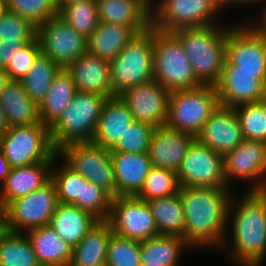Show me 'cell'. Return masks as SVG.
I'll use <instances>...</instances> for the list:
<instances>
[{"label": "cell", "mask_w": 266, "mask_h": 266, "mask_svg": "<svg viewBox=\"0 0 266 266\" xmlns=\"http://www.w3.org/2000/svg\"><path fill=\"white\" fill-rule=\"evenodd\" d=\"M220 250L227 252L235 266H264L266 191H244L242 195H233L228 211L227 235Z\"/></svg>", "instance_id": "1"}, {"label": "cell", "mask_w": 266, "mask_h": 266, "mask_svg": "<svg viewBox=\"0 0 266 266\" xmlns=\"http://www.w3.org/2000/svg\"><path fill=\"white\" fill-rule=\"evenodd\" d=\"M234 190L217 187H181L185 213L182 238L194 249L222 247L228 229V211ZM214 247V248H213Z\"/></svg>", "instance_id": "2"}, {"label": "cell", "mask_w": 266, "mask_h": 266, "mask_svg": "<svg viewBox=\"0 0 266 266\" xmlns=\"http://www.w3.org/2000/svg\"><path fill=\"white\" fill-rule=\"evenodd\" d=\"M225 26V27H224ZM230 24L181 28L173 33L188 55L192 71L202 85H216L226 61V41Z\"/></svg>", "instance_id": "3"}, {"label": "cell", "mask_w": 266, "mask_h": 266, "mask_svg": "<svg viewBox=\"0 0 266 266\" xmlns=\"http://www.w3.org/2000/svg\"><path fill=\"white\" fill-rule=\"evenodd\" d=\"M106 99L100 94L77 91L68 107L49 127L56 151L73 142H92Z\"/></svg>", "instance_id": "4"}, {"label": "cell", "mask_w": 266, "mask_h": 266, "mask_svg": "<svg viewBox=\"0 0 266 266\" xmlns=\"http://www.w3.org/2000/svg\"><path fill=\"white\" fill-rule=\"evenodd\" d=\"M153 77L169 92L193 89L202 84L193 74L190 60L179 38L152 26Z\"/></svg>", "instance_id": "5"}, {"label": "cell", "mask_w": 266, "mask_h": 266, "mask_svg": "<svg viewBox=\"0 0 266 266\" xmlns=\"http://www.w3.org/2000/svg\"><path fill=\"white\" fill-rule=\"evenodd\" d=\"M227 32L226 61L222 71L258 72L266 80V32L256 22H238Z\"/></svg>", "instance_id": "6"}, {"label": "cell", "mask_w": 266, "mask_h": 266, "mask_svg": "<svg viewBox=\"0 0 266 266\" xmlns=\"http://www.w3.org/2000/svg\"><path fill=\"white\" fill-rule=\"evenodd\" d=\"M152 26L136 34L111 61L110 81L115 96L126 89L154 80Z\"/></svg>", "instance_id": "7"}, {"label": "cell", "mask_w": 266, "mask_h": 266, "mask_svg": "<svg viewBox=\"0 0 266 266\" xmlns=\"http://www.w3.org/2000/svg\"><path fill=\"white\" fill-rule=\"evenodd\" d=\"M0 151L11 168L54 161L58 155L51 142L49 127L42 122L9 127L0 135Z\"/></svg>", "instance_id": "8"}, {"label": "cell", "mask_w": 266, "mask_h": 266, "mask_svg": "<svg viewBox=\"0 0 266 266\" xmlns=\"http://www.w3.org/2000/svg\"><path fill=\"white\" fill-rule=\"evenodd\" d=\"M219 101L214 85L170 92L166 125L196 137Z\"/></svg>", "instance_id": "9"}, {"label": "cell", "mask_w": 266, "mask_h": 266, "mask_svg": "<svg viewBox=\"0 0 266 266\" xmlns=\"http://www.w3.org/2000/svg\"><path fill=\"white\" fill-rule=\"evenodd\" d=\"M58 156L87 181L116 198V182L110 149L93 142H73L57 151Z\"/></svg>", "instance_id": "10"}, {"label": "cell", "mask_w": 266, "mask_h": 266, "mask_svg": "<svg viewBox=\"0 0 266 266\" xmlns=\"http://www.w3.org/2000/svg\"><path fill=\"white\" fill-rule=\"evenodd\" d=\"M58 204L56 186L50 180L43 187L10 202L1 211L7 231L26 233L49 225Z\"/></svg>", "instance_id": "11"}, {"label": "cell", "mask_w": 266, "mask_h": 266, "mask_svg": "<svg viewBox=\"0 0 266 266\" xmlns=\"http://www.w3.org/2000/svg\"><path fill=\"white\" fill-rule=\"evenodd\" d=\"M151 8L152 26L165 32L218 24L224 16L212 0H152Z\"/></svg>", "instance_id": "12"}, {"label": "cell", "mask_w": 266, "mask_h": 266, "mask_svg": "<svg viewBox=\"0 0 266 266\" xmlns=\"http://www.w3.org/2000/svg\"><path fill=\"white\" fill-rule=\"evenodd\" d=\"M224 174L229 189L240 180L245 191H266V143L244 139L224 156Z\"/></svg>", "instance_id": "13"}, {"label": "cell", "mask_w": 266, "mask_h": 266, "mask_svg": "<svg viewBox=\"0 0 266 266\" xmlns=\"http://www.w3.org/2000/svg\"><path fill=\"white\" fill-rule=\"evenodd\" d=\"M107 222L123 238L141 242L159 235L147 201L136 196L113 198Z\"/></svg>", "instance_id": "14"}, {"label": "cell", "mask_w": 266, "mask_h": 266, "mask_svg": "<svg viewBox=\"0 0 266 266\" xmlns=\"http://www.w3.org/2000/svg\"><path fill=\"white\" fill-rule=\"evenodd\" d=\"M181 187L228 188L224 156L194 139L176 171Z\"/></svg>", "instance_id": "15"}, {"label": "cell", "mask_w": 266, "mask_h": 266, "mask_svg": "<svg viewBox=\"0 0 266 266\" xmlns=\"http://www.w3.org/2000/svg\"><path fill=\"white\" fill-rule=\"evenodd\" d=\"M41 53L65 68L87 52V38L59 15L37 27Z\"/></svg>", "instance_id": "16"}, {"label": "cell", "mask_w": 266, "mask_h": 266, "mask_svg": "<svg viewBox=\"0 0 266 266\" xmlns=\"http://www.w3.org/2000/svg\"><path fill=\"white\" fill-rule=\"evenodd\" d=\"M118 96L128 106L135 121L155 128L166 125L170 92L157 81L135 85Z\"/></svg>", "instance_id": "17"}, {"label": "cell", "mask_w": 266, "mask_h": 266, "mask_svg": "<svg viewBox=\"0 0 266 266\" xmlns=\"http://www.w3.org/2000/svg\"><path fill=\"white\" fill-rule=\"evenodd\" d=\"M195 139L223 156L234 151L244 140L234 108L218 105Z\"/></svg>", "instance_id": "18"}, {"label": "cell", "mask_w": 266, "mask_h": 266, "mask_svg": "<svg viewBox=\"0 0 266 266\" xmlns=\"http://www.w3.org/2000/svg\"><path fill=\"white\" fill-rule=\"evenodd\" d=\"M219 105L235 108L266 99L265 83L258 72L222 71L215 85Z\"/></svg>", "instance_id": "19"}, {"label": "cell", "mask_w": 266, "mask_h": 266, "mask_svg": "<svg viewBox=\"0 0 266 266\" xmlns=\"http://www.w3.org/2000/svg\"><path fill=\"white\" fill-rule=\"evenodd\" d=\"M195 137L167 125L154 129L148 150L154 167L177 171Z\"/></svg>", "instance_id": "20"}, {"label": "cell", "mask_w": 266, "mask_h": 266, "mask_svg": "<svg viewBox=\"0 0 266 266\" xmlns=\"http://www.w3.org/2000/svg\"><path fill=\"white\" fill-rule=\"evenodd\" d=\"M65 69L71 75L77 91L96 93L106 98L115 97L108 60L86 52Z\"/></svg>", "instance_id": "21"}, {"label": "cell", "mask_w": 266, "mask_h": 266, "mask_svg": "<svg viewBox=\"0 0 266 266\" xmlns=\"http://www.w3.org/2000/svg\"><path fill=\"white\" fill-rule=\"evenodd\" d=\"M152 0H96L99 22L131 27L137 34L152 26Z\"/></svg>", "instance_id": "22"}, {"label": "cell", "mask_w": 266, "mask_h": 266, "mask_svg": "<svg viewBox=\"0 0 266 266\" xmlns=\"http://www.w3.org/2000/svg\"><path fill=\"white\" fill-rule=\"evenodd\" d=\"M54 161L38 162L30 166L11 168L0 186V211L10 202L43 187L51 180Z\"/></svg>", "instance_id": "23"}, {"label": "cell", "mask_w": 266, "mask_h": 266, "mask_svg": "<svg viewBox=\"0 0 266 266\" xmlns=\"http://www.w3.org/2000/svg\"><path fill=\"white\" fill-rule=\"evenodd\" d=\"M117 196H136L153 167L148 153L111 152Z\"/></svg>", "instance_id": "24"}, {"label": "cell", "mask_w": 266, "mask_h": 266, "mask_svg": "<svg viewBox=\"0 0 266 266\" xmlns=\"http://www.w3.org/2000/svg\"><path fill=\"white\" fill-rule=\"evenodd\" d=\"M133 122L134 117L119 96L107 98L92 142L111 149Z\"/></svg>", "instance_id": "25"}, {"label": "cell", "mask_w": 266, "mask_h": 266, "mask_svg": "<svg viewBox=\"0 0 266 266\" xmlns=\"http://www.w3.org/2000/svg\"><path fill=\"white\" fill-rule=\"evenodd\" d=\"M100 222L93 214L70 204L59 203L49 226L72 248Z\"/></svg>", "instance_id": "26"}, {"label": "cell", "mask_w": 266, "mask_h": 266, "mask_svg": "<svg viewBox=\"0 0 266 266\" xmlns=\"http://www.w3.org/2000/svg\"><path fill=\"white\" fill-rule=\"evenodd\" d=\"M0 105L9 127L39 123V106L25 92L21 81L10 80L0 93Z\"/></svg>", "instance_id": "27"}, {"label": "cell", "mask_w": 266, "mask_h": 266, "mask_svg": "<svg viewBox=\"0 0 266 266\" xmlns=\"http://www.w3.org/2000/svg\"><path fill=\"white\" fill-rule=\"evenodd\" d=\"M41 266H69L73 248L49 225L25 233Z\"/></svg>", "instance_id": "28"}, {"label": "cell", "mask_w": 266, "mask_h": 266, "mask_svg": "<svg viewBox=\"0 0 266 266\" xmlns=\"http://www.w3.org/2000/svg\"><path fill=\"white\" fill-rule=\"evenodd\" d=\"M194 250L182 237L158 235L141 241L140 255L143 266H179L184 251Z\"/></svg>", "instance_id": "29"}, {"label": "cell", "mask_w": 266, "mask_h": 266, "mask_svg": "<svg viewBox=\"0 0 266 266\" xmlns=\"http://www.w3.org/2000/svg\"><path fill=\"white\" fill-rule=\"evenodd\" d=\"M137 33L128 26L99 22L87 38V52L111 61Z\"/></svg>", "instance_id": "30"}, {"label": "cell", "mask_w": 266, "mask_h": 266, "mask_svg": "<svg viewBox=\"0 0 266 266\" xmlns=\"http://www.w3.org/2000/svg\"><path fill=\"white\" fill-rule=\"evenodd\" d=\"M113 234L107 221H100L73 247L69 266H106L108 244Z\"/></svg>", "instance_id": "31"}, {"label": "cell", "mask_w": 266, "mask_h": 266, "mask_svg": "<svg viewBox=\"0 0 266 266\" xmlns=\"http://www.w3.org/2000/svg\"><path fill=\"white\" fill-rule=\"evenodd\" d=\"M76 93L71 75L63 68L53 79L44 100L39 104L40 121L50 127L68 107Z\"/></svg>", "instance_id": "32"}, {"label": "cell", "mask_w": 266, "mask_h": 266, "mask_svg": "<svg viewBox=\"0 0 266 266\" xmlns=\"http://www.w3.org/2000/svg\"><path fill=\"white\" fill-rule=\"evenodd\" d=\"M159 235L182 237L185 227V213L180 192L163 198L147 201Z\"/></svg>", "instance_id": "33"}, {"label": "cell", "mask_w": 266, "mask_h": 266, "mask_svg": "<svg viewBox=\"0 0 266 266\" xmlns=\"http://www.w3.org/2000/svg\"><path fill=\"white\" fill-rule=\"evenodd\" d=\"M63 67L42 53L35 59L27 75L21 80L25 92L39 106L53 79Z\"/></svg>", "instance_id": "34"}, {"label": "cell", "mask_w": 266, "mask_h": 266, "mask_svg": "<svg viewBox=\"0 0 266 266\" xmlns=\"http://www.w3.org/2000/svg\"><path fill=\"white\" fill-rule=\"evenodd\" d=\"M0 266H41L25 233L6 230L1 236Z\"/></svg>", "instance_id": "35"}, {"label": "cell", "mask_w": 266, "mask_h": 266, "mask_svg": "<svg viewBox=\"0 0 266 266\" xmlns=\"http://www.w3.org/2000/svg\"><path fill=\"white\" fill-rule=\"evenodd\" d=\"M51 180L55 183L59 203L70 204L81 209L82 184H85L87 180L63 160L61 162L58 155L54 158Z\"/></svg>", "instance_id": "36"}, {"label": "cell", "mask_w": 266, "mask_h": 266, "mask_svg": "<svg viewBox=\"0 0 266 266\" xmlns=\"http://www.w3.org/2000/svg\"><path fill=\"white\" fill-rule=\"evenodd\" d=\"M180 183L174 170L152 167L136 195L143 201L172 196L180 192Z\"/></svg>", "instance_id": "37"}, {"label": "cell", "mask_w": 266, "mask_h": 266, "mask_svg": "<svg viewBox=\"0 0 266 266\" xmlns=\"http://www.w3.org/2000/svg\"><path fill=\"white\" fill-rule=\"evenodd\" d=\"M58 15L85 38H88L99 24L96 0L70 3L63 7Z\"/></svg>", "instance_id": "38"}, {"label": "cell", "mask_w": 266, "mask_h": 266, "mask_svg": "<svg viewBox=\"0 0 266 266\" xmlns=\"http://www.w3.org/2000/svg\"><path fill=\"white\" fill-rule=\"evenodd\" d=\"M244 139L266 143V99L234 108Z\"/></svg>", "instance_id": "39"}, {"label": "cell", "mask_w": 266, "mask_h": 266, "mask_svg": "<svg viewBox=\"0 0 266 266\" xmlns=\"http://www.w3.org/2000/svg\"><path fill=\"white\" fill-rule=\"evenodd\" d=\"M37 37V26L13 11L6 9L0 16V42L27 44Z\"/></svg>", "instance_id": "40"}, {"label": "cell", "mask_w": 266, "mask_h": 266, "mask_svg": "<svg viewBox=\"0 0 266 266\" xmlns=\"http://www.w3.org/2000/svg\"><path fill=\"white\" fill-rule=\"evenodd\" d=\"M141 242L111 235L108 244L106 266H142Z\"/></svg>", "instance_id": "41"}, {"label": "cell", "mask_w": 266, "mask_h": 266, "mask_svg": "<svg viewBox=\"0 0 266 266\" xmlns=\"http://www.w3.org/2000/svg\"><path fill=\"white\" fill-rule=\"evenodd\" d=\"M7 9L30 20L37 27L58 15L56 0H6Z\"/></svg>", "instance_id": "42"}, {"label": "cell", "mask_w": 266, "mask_h": 266, "mask_svg": "<svg viewBox=\"0 0 266 266\" xmlns=\"http://www.w3.org/2000/svg\"><path fill=\"white\" fill-rule=\"evenodd\" d=\"M155 127L139 121L133 122L119 141L110 149L111 152L148 153Z\"/></svg>", "instance_id": "43"}, {"label": "cell", "mask_w": 266, "mask_h": 266, "mask_svg": "<svg viewBox=\"0 0 266 266\" xmlns=\"http://www.w3.org/2000/svg\"><path fill=\"white\" fill-rule=\"evenodd\" d=\"M112 199L106 191L91 181L82 184L81 209L93 214L100 221H107Z\"/></svg>", "instance_id": "44"}, {"label": "cell", "mask_w": 266, "mask_h": 266, "mask_svg": "<svg viewBox=\"0 0 266 266\" xmlns=\"http://www.w3.org/2000/svg\"><path fill=\"white\" fill-rule=\"evenodd\" d=\"M40 53L41 45L37 37L32 42L24 44L5 68L9 79L21 81L27 75Z\"/></svg>", "instance_id": "45"}, {"label": "cell", "mask_w": 266, "mask_h": 266, "mask_svg": "<svg viewBox=\"0 0 266 266\" xmlns=\"http://www.w3.org/2000/svg\"><path fill=\"white\" fill-rule=\"evenodd\" d=\"M23 45V42H0V68L5 69Z\"/></svg>", "instance_id": "46"}, {"label": "cell", "mask_w": 266, "mask_h": 266, "mask_svg": "<svg viewBox=\"0 0 266 266\" xmlns=\"http://www.w3.org/2000/svg\"><path fill=\"white\" fill-rule=\"evenodd\" d=\"M212 1L220 13L226 11L227 8H229L230 6L231 9L232 7L234 8L235 6H236L235 8L239 7L240 4L242 7H245V5H247L248 7V5L250 4L253 8V6L254 5L256 6L257 3L258 5L264 4V0H212Z\"/></svg>", "instance_id": "47"}, {"label": "cell", "mask_w": 266, "mask_h": 266, "mask_svg": "<svg viewBox=\"0 0 266 266\" xmlns=\"http://www.w3.org/2000/svg\"><path fill=\"white\" fill-rule=\"evenodd\" d=\"M10 170L11 166L9 164V161L0 151V185H2L6 178L9 176Z\"/></svg>", "instance_id": "48"}, {"label": "cell", "mask_w": 266, "mask_h": 266, "mask_svg": "<svg viewBox=\"0 0 266 266\" xmlns=\"http://www.w3.org/2000/svg\"><path fill=\"white\" fill-rule=\"evenodd\" d=\"M260 9H261L259 11L260 13L257 15V17L253 16L251 17V20H249L250 18L247 19L246 17L245 18L246 20L242 22H256L260 27H266V0H264V4L262 5V8Z\"/></svg>", "instance_id": "49"}, {"label": "cell", "mask_w": 266, "mask_h": 266, "mask_svg": "<svg viewBox=\"0 0 266 266\" xmlns=\"http://www.w3.org/2000/svg\"><path fill=\"white\" fill-rule=\"evenodd\" d=\"M10 81L8 74L5 72L4 68H0V93L5 88L6 84Z\"/></svg>", "instance_id": "50"}, {"label": "cell", "mask_w": 266, "mask_h": 266, "mask_svg": "<svg viewBox=\"0 0 266 266\" xmlns=\"http://www.w3.org/2000/svg\"><path fill=\"white\" fill-rule=\"evenodd\" d=\"M8 129L6 118L4 115V110L0 105V135H2Z\"/></svg>", "instance_id": "51"}, {"label": "cell", "mask_w": 266, "mask_h": 266, "mask_svg": "<svg viewBox=\"0 0 266 266\" xmlns=\"http://www.w3.org/2000/svg\"><path fill=\"white\" fill-rule=\"evenodd\" d=\"M79 1H85V0H56V5L58 8V11H60L66 5L73 3V2H79Z\"/></svg>", "instance_id": "52"}, {"label": "cell", "mask_w": 266, "mask_h": 266, "mask_svg": "<svg viewBox=\"0 0 266 266\" xmlns=\"http://www.w3.org/2000/svg\"><path fill=\"white\" fill-rule=\"evenodd\" d=\"M6 224L2 212L0 211V238L6 232Z\"/></svg>", "instance_id": "53"}, {"label": "cell", "mask_w": 266, "mask_h": 266, "mask_svg": "<svg viewBox=\"0 0 266 266\" xmlns=\"http://www.w3.org/2000/svg\"><path fill=\"white\" fill-rule=\"evenodd\" d=\"M7 9L6 0H0V16Z\"/></svg>", "instance_id": "54"}]
</instances>
